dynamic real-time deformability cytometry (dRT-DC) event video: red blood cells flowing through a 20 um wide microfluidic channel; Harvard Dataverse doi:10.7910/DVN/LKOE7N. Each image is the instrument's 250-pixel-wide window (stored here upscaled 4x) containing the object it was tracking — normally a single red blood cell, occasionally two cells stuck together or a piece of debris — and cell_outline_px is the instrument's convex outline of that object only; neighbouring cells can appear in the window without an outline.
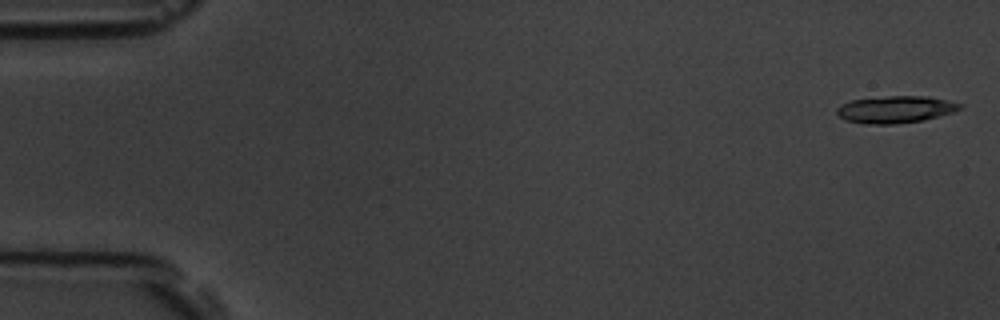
{"species": "common noctule bat (a hibernating species)", "species_latin": "Nyctalus noctula", "temperature_condition": "room temperature", "stored_images_in_passage": 53, "camera_frame_rate_fps": 3000, "um_per_image_px": 0.085, "animal": {"sex": "male", "body_mass_g": 19.5, "forearm_length_mm": 54.6}, "frame": {"image": 1, "passage_image": 1, "time_ms": 0.0, "image_size_px": [1000, 320], "cell_outline_px": [[964, 104], [960, 108], [952, 112], [924, 120], [892, 124], [864, 124], [844, 120], [836, 112], [836, 108], [840, 104], [852, 100], [888, 96], [928, 96]], "centroid_in_image_um": [76.08, 9.3], "position_along_channel_um": 8.9, "area_um2": 19.36}}
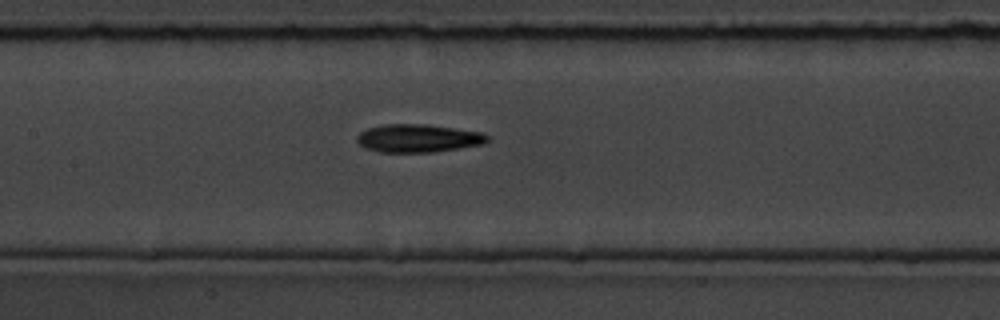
{"frame": {"image": 2, "passage_image": 25, "time_ms": 8.0, "image_size_px": [1000, 320], "cell_outline_px": [[488, 140], [484, 144], [432, 152], [380, 152], [364, 148], [356, 140], [356, 136], [360, 132], [368, 128], [384, 124], [428, 124], [484, 132], [488, 136]], "centroid_in_image_um": [35.54, 11.74], "position_along_channel_um": 171.9, "area_um2": 21.44}}
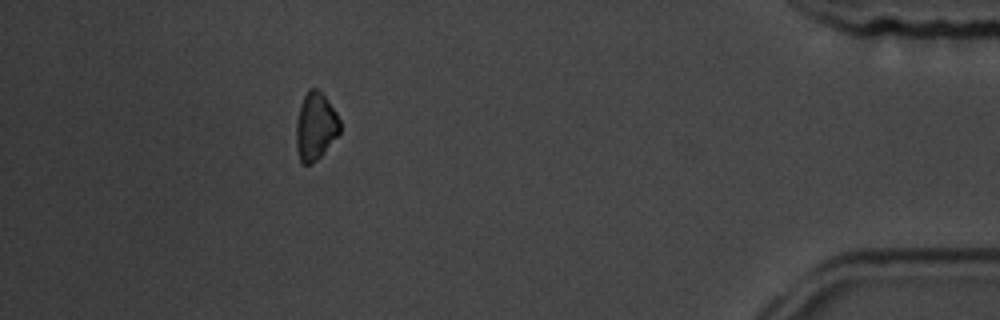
{"frame": {"image": 3, "passage_image": 48, "time_ms": 15.667, "image_size_px": [1000, 320], "cell_outline_px": [[340, 132], [324, 152], [316, 160], [308, 164], [304, 164], [300, 160], [296, 148], [296, 124], [300, 104], [308, 88], [316, 88], [328, 100], [336, 112], [340, 120]], "centroid_in_image_um": [26.81, 10.72], "position_along_channel_um": 408.4, "area_um2": 17.11}, "authors_computed_cell_mechanics": {"area_um2": 19.4786, "velocity_mm_per_s": 3.7826, "shape_relaxation_time_tau1_ms": 2.6542, "shape_relaxation_time_tau2_ms": null, "deformation_change_tau1": 0.1204, "deformation_change_tau2": null}}